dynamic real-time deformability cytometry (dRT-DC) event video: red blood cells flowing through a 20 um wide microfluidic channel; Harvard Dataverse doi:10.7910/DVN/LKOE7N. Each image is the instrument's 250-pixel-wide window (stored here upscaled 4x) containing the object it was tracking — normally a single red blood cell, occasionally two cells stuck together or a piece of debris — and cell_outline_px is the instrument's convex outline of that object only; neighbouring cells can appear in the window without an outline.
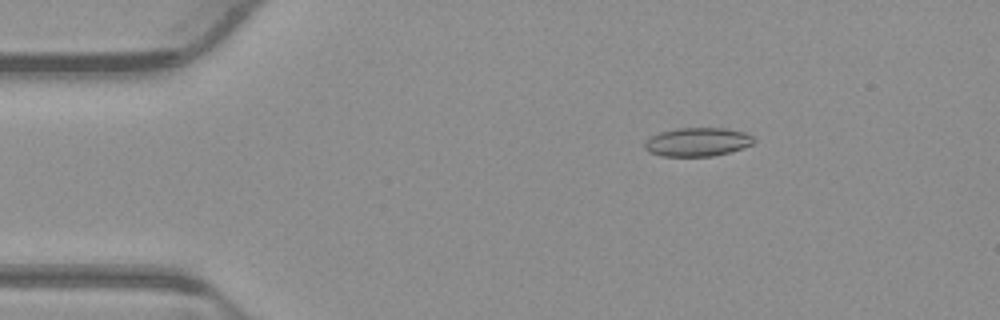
{"species": "common noctule bat (a hibernating species)", "species_latin": "Nyctalus noctula", "temperature_condition": "warm", "stored_images_in_passage": 54, "camera_frame_rate_fps": 3000, "um_per_image_px": 0.085, "animal": {"sex": "male", "body_mass_g": 23.1, "forearm_length_mm": 52.7}, "frame": {"image": 1, "passage_image": 9, "time_ms": 2.667, "image_size_px": [1000, 320], "cell_outline_px": [[756, 140], [752, 144], [744, 148], [712, 156], [660, 156], [648, 152], [644, 148], [644, 140], [660, 132], [676, 128], [724, 128], [744, 132], [752, 136]], "centroid_in_image_um": [59.26, 12.07], "position_along_channel_um": 25.7, "area_um2": 18.32}}
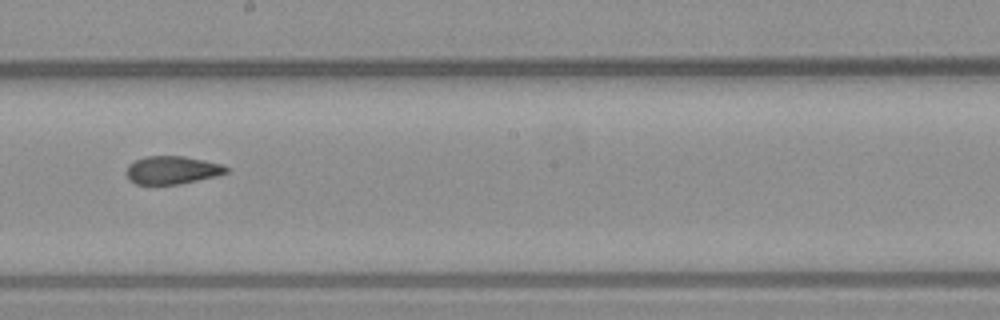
{"frame": {"image": 2, "passage_image": 30, "time_ms": 9.667, "image_size_px": [1000, 320], "cell_outline_px": [[228, 172], [216, 176], [180, 184], [136, 184], [128, 180], [128, 164], [144, 156], [184, 156], [204, 160], [220, 164], [228, 168]], "centroid_in_image_um": [14.63, 14.45], "position_along_channel_um": 233.6, "area_um2": 16.18}}
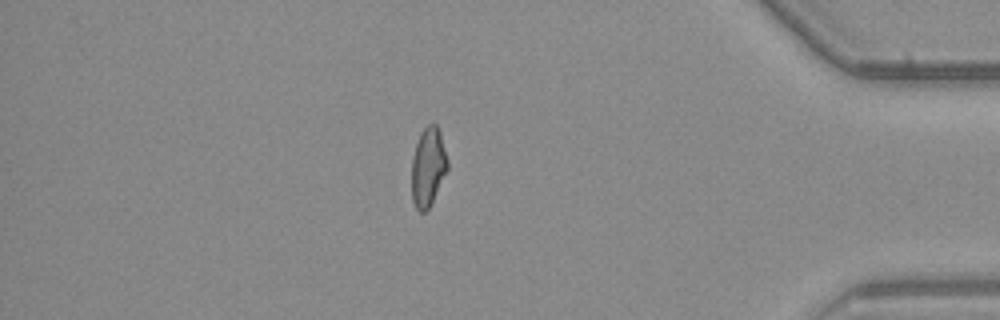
{"frame": {"image": 3, "passage_image": 46, "time_ms": 15.0, "image_size_px": [1000, 320], "cell_outline_px": [[448, 168], [428, 208], [424, 212], [420, 212], [416, 208], [412, 200], [412, 156], [420, 132], [428, 124], [436, 124], [440, 132], [448, 160]], "centroid_in_image_um": [36.37, 14.16], "position_along_channel_um": 398.8, "area_um2": 16.3}, "authors_computed_cell_mechanics": {"area_um2": 17.34, "velocity_mm_per_s": 3.8726, "shape_relaxation_time_tau1_ms": null, "shape_relaxation_time_tau2_ms": 2.655, "deformation_change_tau1": null, "deformation_change_tau2": 0.0813}}